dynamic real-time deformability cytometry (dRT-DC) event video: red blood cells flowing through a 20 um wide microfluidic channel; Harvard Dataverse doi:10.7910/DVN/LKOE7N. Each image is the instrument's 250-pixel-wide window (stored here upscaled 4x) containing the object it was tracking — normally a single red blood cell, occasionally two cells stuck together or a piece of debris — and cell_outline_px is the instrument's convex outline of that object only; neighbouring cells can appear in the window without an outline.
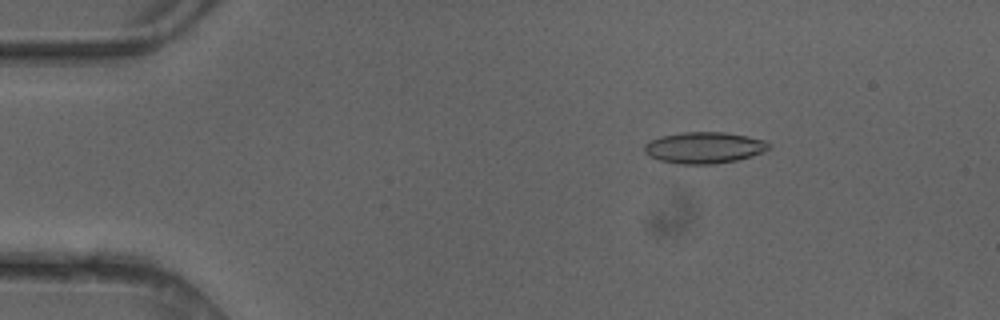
{"species": "common noctule bat (a hibernating species)", "species_latin": "Nyctalus noctula", "temperature_condition": "cold", "stored_images_in_passage": 4, "camera_frame_rate_fps": 3000, "um_per_image_px": 0.085, "animal": {"sex": "female"}, "frame": {"image": 1, "passage_image": 3, "time_ms": 0.667, "image_size_px": [1000, 320], "cell_outline_px": [[772, 144], [764, 152], [752, 156], [736, 160], [712, 164], [676, 164], [660, 160], [648, 156], [644, 152], [644, 144], [660, 136], [684, 132], [724, 132], [768, 140]], "centroid_in_image_um": [59.87, 12.55], "position_along_channel_um": 25.1, "area_um2": 22.89}}